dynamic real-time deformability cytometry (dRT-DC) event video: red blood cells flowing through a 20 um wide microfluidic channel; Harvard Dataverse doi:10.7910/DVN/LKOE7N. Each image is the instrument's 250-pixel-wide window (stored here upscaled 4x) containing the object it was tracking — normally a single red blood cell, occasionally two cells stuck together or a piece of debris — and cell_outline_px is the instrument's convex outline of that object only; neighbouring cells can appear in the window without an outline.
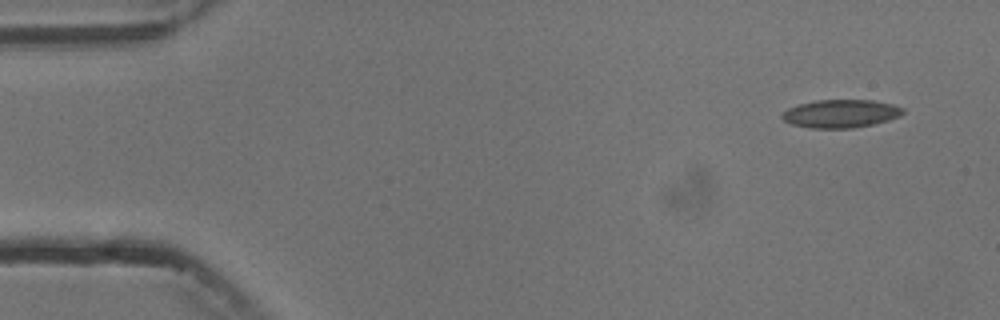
{"species": "common noctule bat (a hibernating species)", "species_latin": "Nyctalus noctula", "temperature_condition": "cold", "stored_images_in_passage": 5, "camera_frame_rate_fps": 3000, "um_per_image_px": 0.085, "animal": {"sex": "male", "body_mass_g": 13.3}, "frame": {"image": 1, "passage_image": 1, "time_ms": 0.0, "image_size_px": [1000, 320], "cell_outline_px": [[904, 112], [900, 116], [888, 120], [872, 124], [852, 128], [812, 128], [792, 124], [784, 120], [780, 116], [788, 108], [800, 104], [816, 100], [872, 100], [892, 104], [904, 108]], "centroid_in_image_um": [71.47, 9.65], "position_along_channel_um": 13.5, "area_um2": 19.65}}
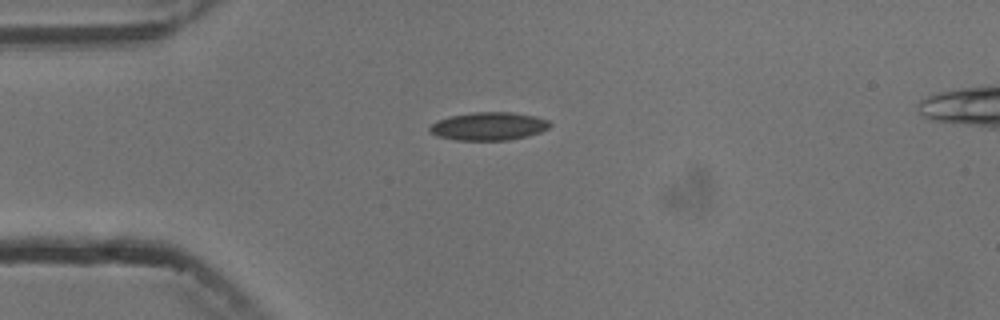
{"frame": {"image": 2, "passage_image": 3, "time_ms": 3.333, "image_size_px": [1000, 320], "cell_outline_px": [[552, 124], [548, 128], [540, 132], [528, 136], [508, 140], [456, 140], [436, 136], [428, 132], [428, 128], [436, 120], [452, 116], [472, 112], [512, 112], [536, 116], [548, 120]], "centroid_in_image_um": [41.52, 10.73], "position_along_channel_um": 43.5, "area_um2": 19.83}}
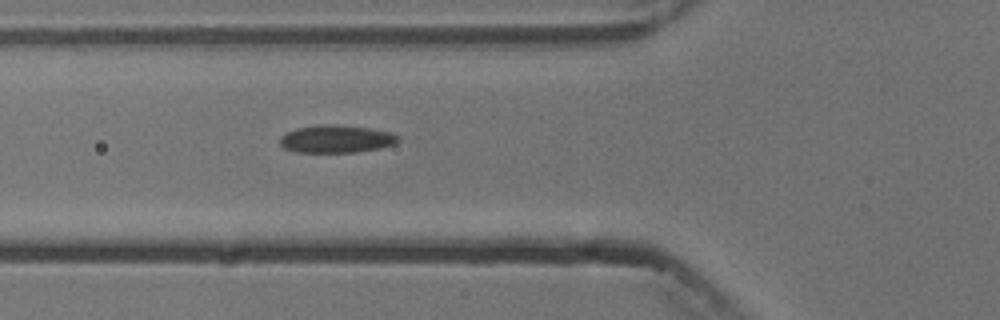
{"frame": {"image": 3, "passage_image": 5, "time_ms": 5.333, "image_size_px": [1000, 320], "cell_outline_px": [[400, 140], [396, 144], [380, 148], [356, 152], [296, 152], [284, 148], [280, 144], [280, 136], [284, 132], [296, 128], [316, 124], [336, 124], [372, 128], [392, 132], [400, 136]], "centroid_in_image_um": [28.6, 11.79], "position_along_channel_um": 97.2, "area_um2": 19.54}}